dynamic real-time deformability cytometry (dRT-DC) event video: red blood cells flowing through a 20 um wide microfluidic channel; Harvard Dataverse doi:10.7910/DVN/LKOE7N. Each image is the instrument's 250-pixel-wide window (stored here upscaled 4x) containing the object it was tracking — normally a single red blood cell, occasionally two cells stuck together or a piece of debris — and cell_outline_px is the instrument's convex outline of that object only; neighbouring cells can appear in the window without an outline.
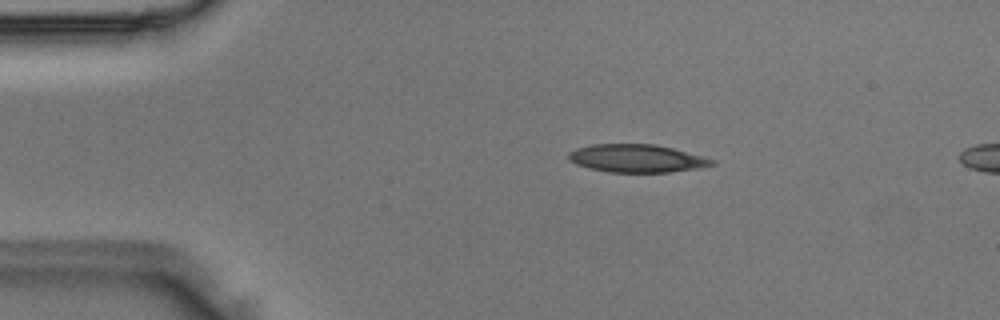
{"species": "Egyptian fruit bat (a non-hibernating species)", "species_latin": "Rousettus aegyptiacus", "temperature_condition": "room temperature", "stored_images_in_passage": 4, "camera_frame_rate_fps": 3000, "um_per_image_px": 0.085, "animal": {"sex": "male"}, "frame": {"image": 1, "passage_image": 1, "time_ms": 0.0, "image_size_px": [1000, 320], "cell_outline_px": [[716, 164], [700, 168], [668, 172], [608, 172], [588, 168], [576, 164], [568, 160], [568, 152], [576, 148], [592, 144], [656, 144], [672, 148], [716, 160]], "centroid_in_image_um": [54.1, 13.46], "position_along_channel_um": 30.9, "area_um2": 23.41}}